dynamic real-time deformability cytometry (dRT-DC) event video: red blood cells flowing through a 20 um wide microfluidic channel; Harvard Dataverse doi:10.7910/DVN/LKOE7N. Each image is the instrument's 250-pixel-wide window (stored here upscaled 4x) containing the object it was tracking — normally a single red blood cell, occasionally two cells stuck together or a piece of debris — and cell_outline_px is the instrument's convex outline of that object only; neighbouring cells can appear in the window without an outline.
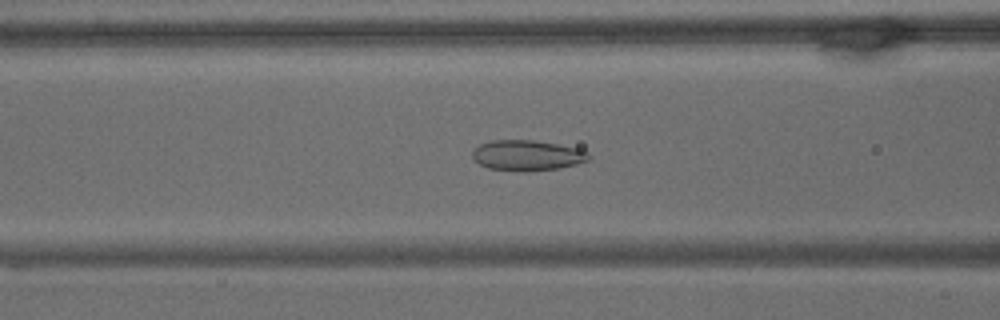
{"species": "common noctule bat (a hibernating species)", "species_latin": "Nyctalus noctula", "temperature_condition": "warm", "stored_images_in_passage": 63, "camera_frame_rate_fps": 3000, "um_per_image_px": 0.085, "animal": {"sex": "male", "body_mass_g": 15.6}, "frame": {"image": 1, "passage_image": 25, "time_ms": 8.0, "image_size_px": [1000, 320], "cell_outline_px": [[592, 160], [560, 168], [524, 172], [520, 172], [488, 168], [480, 164], [472, 156], [472, 152], [480, 144], [492, 140], [532, 140], [580, 148], [588, 152], [592, 156]], "centroid_in_image_um": [44.87, 13.22], "position_along_channel_um": 121.7, "area_um2": 20.87}}
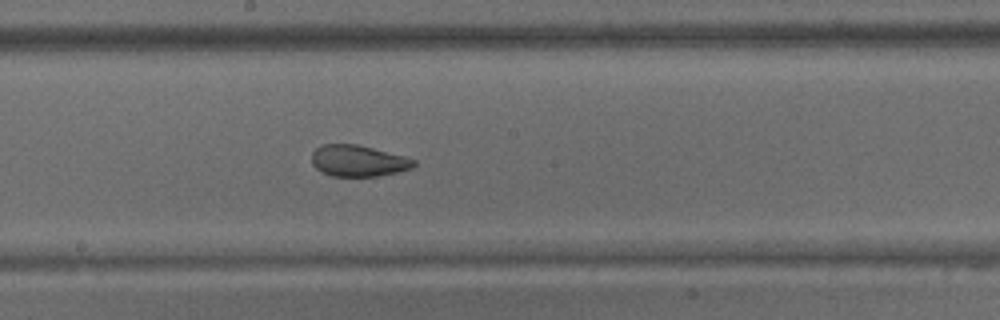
{"frame": {"image": 2, "passage_image": 34, "time_ms": 11.0, "image_size_px": [1000, 320], "cell_outline_px": [[416, 164], [412, 168], [396, 172], [376, 176], [332, 176], [320, 172], [312, 164], [312, 152], [316, 148], [324, 144], [356, 144], [404, 156], [416, 160]], "centroid_in_image_um": [30.42, 13.67], "position_along_channel_um": 217.8, "area_um2": 18.55}}
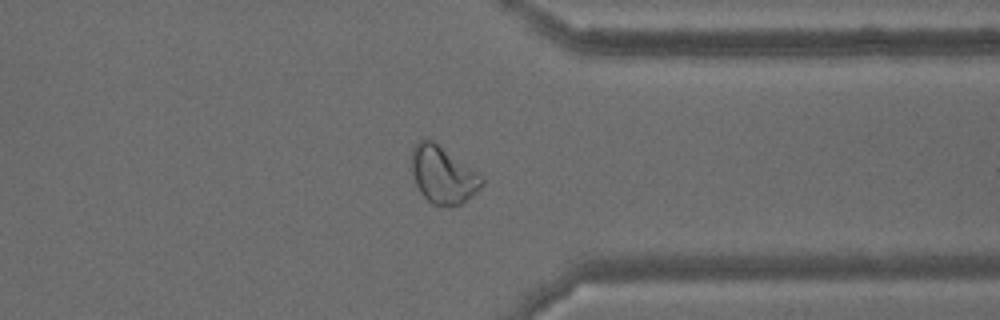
{"frame": {"image": 3, "passage_image": 49, "time_ms": 16.0, "image_size_px": [1000, 320], "cell_outline_px": [[484, 184], [476, 192], [460, 204], [432, 204], [420, 192], [416, 184], [412, 172], [412, 148], [420, 140], [428, 136], [476, 172], [484, 180]], "centroid_in_image_um": [37.62, 14.82], "position_along_channel_um": 373.8, "area_um2": 22.89}, "authors_computed_cell_mechanics": {"area_um2": 24.4494, "velocity_mm_per_s": 3.202, "shape_relaxation_time_tau1_ms": null, "shape_relaxation_time_tau2_ms": 1.572, "deformation_change_tau1": null, "deformation_change_tau2": 0.0719}}